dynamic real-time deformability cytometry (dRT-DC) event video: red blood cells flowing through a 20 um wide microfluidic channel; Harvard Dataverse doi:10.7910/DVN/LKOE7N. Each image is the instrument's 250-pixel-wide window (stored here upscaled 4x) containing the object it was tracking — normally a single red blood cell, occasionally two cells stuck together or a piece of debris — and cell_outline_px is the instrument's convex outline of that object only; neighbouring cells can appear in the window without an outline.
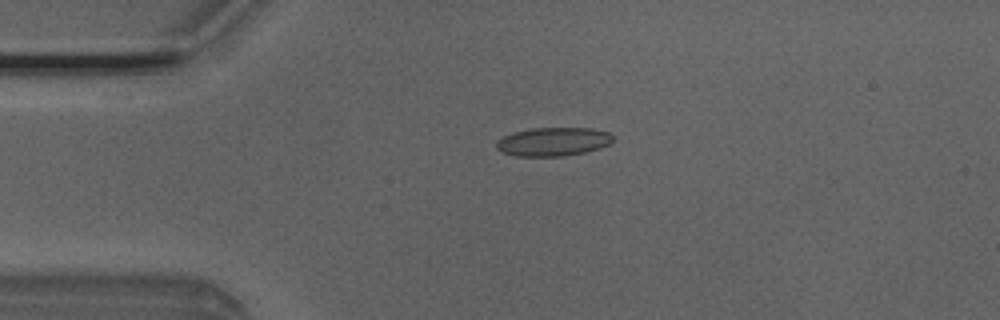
{"species": "Egyptian fruit bat (a non-hibernating species)", "species_latin": "Rousettus aegyptiacus", "temperature_condition": "room temperature", "stored_images_in_passage": 4, "camera_frame_rate_fps": 3000, "um_per_image_px": 0.085, "animal": {"sex": "male"}, "frame": {"image": 1, "passage_image": 3, "time_ms": 0.667, "image_size_px": [1000, 320], "cell_outline_px": [[616, 136], [608, 144], [600, 148], [584, 152], [564, 156], [516, 156], [500, 152], [496, 148], [496, 144], [504, 136], [512, 132], [532, 128], [592, 128], [608, 132]], "centroid_in_image_um": [47.03, 12.04], "position_along_channel_um": 38.0, "area_um2": 19.48}}